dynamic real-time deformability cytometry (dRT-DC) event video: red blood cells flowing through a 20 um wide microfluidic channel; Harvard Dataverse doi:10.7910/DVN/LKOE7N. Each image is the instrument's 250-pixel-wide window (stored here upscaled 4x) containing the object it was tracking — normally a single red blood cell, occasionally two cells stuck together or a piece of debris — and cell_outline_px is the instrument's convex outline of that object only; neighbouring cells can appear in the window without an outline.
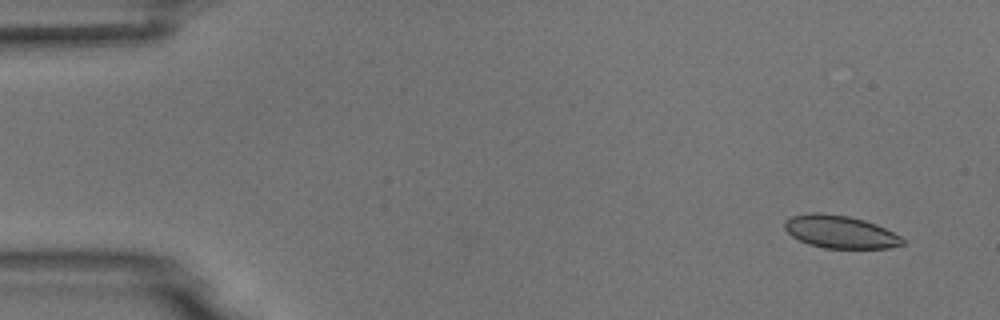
{"species": "common noctule bat (a hibernating species)", "species_latin": "Nyctalus noctula", "temperature_condition": "room temperature", "stored_images_in_passage": 5, "camera_frame_rate_fps": 3000, "um_per_image_px": 0.085, "animal": {"sex": "male", "body_mass_g": 18.8}, "frame": {"image": 1, "passage_image": 2, "time_ms": 1.0, "image_size_px": [1000, 320], "cell_outline_px": [[908, 240], [904, 244], [888, 248], [824, 248], [808, 244], [792, 236], [784, 228], [784, 220], [792, 216], [812, 212], [820, 212], [848, 216], [864, 220], [876, 224]], "centroid_in_image_um": [71.41, 19.7], "position_along_channel_um": 13.6, "area_um2": 22.54}}
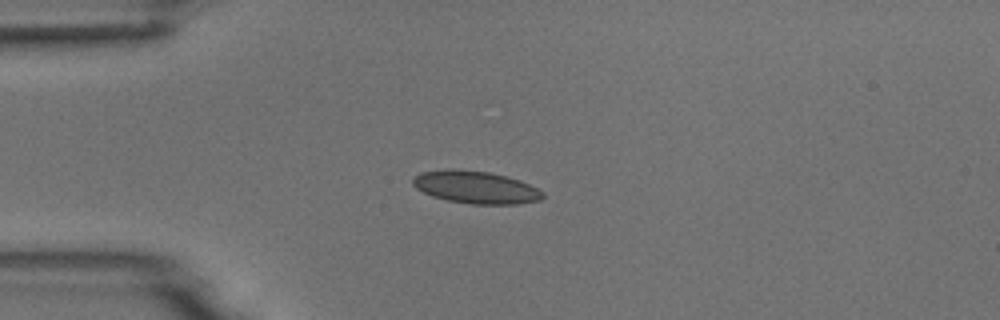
{"frame": {"image": 2, "passage_image": 5, "time_ms": 4.333, "image_size_px": [1000, 320], "cell_outline_px": [[544, 196], [540, 200], [516, 204], [472, 204], [448, 200], [432, 196], [416, 188], [412, 184], [412, 176], [420, 172], [448, 168], [456, 168], [488, 172], [520, 180], [544, 192]], "centroid_in_image_um": [40.39, 15.9], "position_along_channel_um": 44.6, "area_um2": 24.68}}